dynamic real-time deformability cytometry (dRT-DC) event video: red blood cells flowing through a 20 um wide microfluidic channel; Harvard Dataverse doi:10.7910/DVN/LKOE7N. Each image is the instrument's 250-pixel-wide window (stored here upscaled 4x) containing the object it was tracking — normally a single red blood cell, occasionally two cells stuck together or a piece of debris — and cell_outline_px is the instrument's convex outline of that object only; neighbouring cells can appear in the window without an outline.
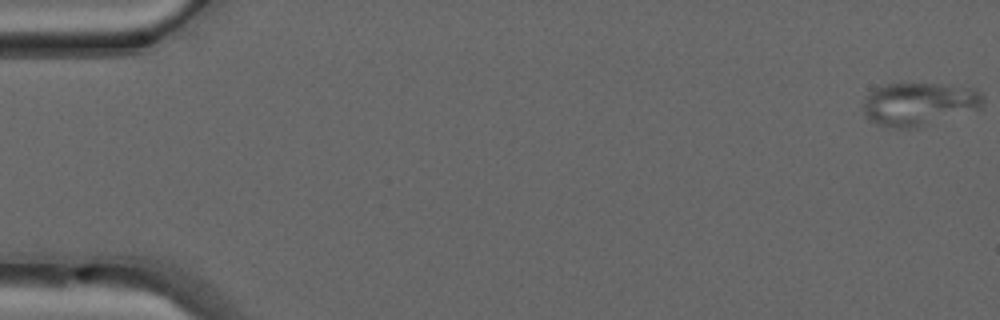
{"species": "common noctule bat (a hibernating species)", "species_latin": "Nyctalus noctula", "temperature_condition": "warm", "stored_images_in_passage": 50, "camera_frame_rate_fps": 3000, "um_per_image_px": 0.085, "animal": {"sex": "male", "forearm_length_mm": 52.5}, "frame": {"image": 1, "passage_image": 1, "time_ms": 0.0, "image_size_px": [1000, 320], "cell_outline_px": [[984, 104], [980, 108], [920, 128], [888, 128], [876, 124], [868, 120], [864, 116], [864, 100], [876, 88], [888, 84], [944, 84], [976, 88], [984, 96]], "centroid_in_image_um": [78.15, 8.86], "position_along_channel_um": 6.9, "area_um2": 30.4}}
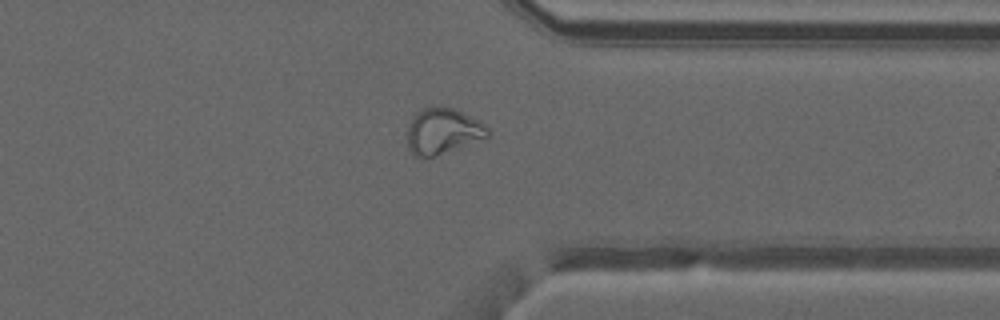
{"frame": {"image": 2, "passage_image": 39, "time_ms": 12.667, "image_size_px": [1000, 320], "cell_outline_px": [[492, 136], [488, 140], [432, 156], [416, 156], [408, 148], [408, 128], [412, 120], [424, 108], [456, 108], [480, 120], [488, 128]], "centroid_in_image_um": [37.77, 11.17], "position_along_channel_um": 373.6, "area_um2": 21.5}}
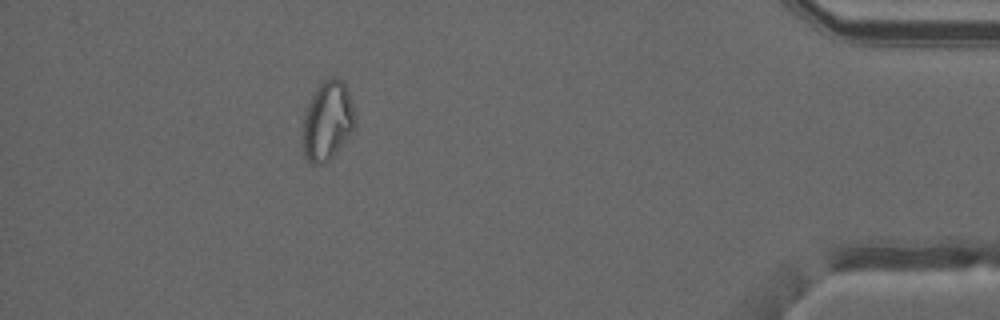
{"frame": {"image": 3, "passage_image": 45, "time_ms": 14.667, "image_size_px": [1000, 320], "cell_outline_px": [[356, 128], [332, 156], [328, 160], [320, 164], [312, 164], [304, 156], [300, 140], [300, 128], [308, 104], [316, 88], [328, 76], [336, 76], [344, 80], [352, 100], [356, 116]], "centroid_in_image_um": [27.82, 10.25], "position_along_channel_um": 407.4, "area_um2": 24.97}}